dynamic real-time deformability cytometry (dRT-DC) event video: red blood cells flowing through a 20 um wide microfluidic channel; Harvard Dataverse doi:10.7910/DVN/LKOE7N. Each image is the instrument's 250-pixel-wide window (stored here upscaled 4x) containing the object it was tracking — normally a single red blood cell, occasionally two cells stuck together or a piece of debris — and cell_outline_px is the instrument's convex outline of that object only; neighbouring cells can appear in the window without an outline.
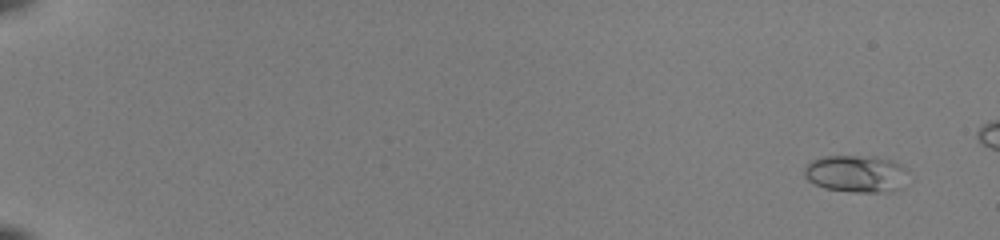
{"species": "common noctule bat (a hibernating species)", "species_latin": "Nyctalus noctula", "temperature_condition": "room temperature", "stored_images_in_passage": 49, "camera_frame_rate_fps": 3000, "um_per_image_px": 0.085, "animal": {"sex": "female", "body_mass_g": 22.0, "forearm_length_mm": 56.7}, "frame": {"image": 1, "passage_image": 1, "time_ms": 0.0, "image_size_px": [1000, 240], "cell_outline_px": [[908, 172], [900, 188], [892, 192], [856, 192], [824, 188], [808, 180], [804, 176], [804, 168], [812, 160], [820, 156], [876, 156], [892, 160], [908, 168]], "centroid_in_image_um": [72.79, 14.75], "position_along_channel_um": 12.2, "area_um2": 22.72}}
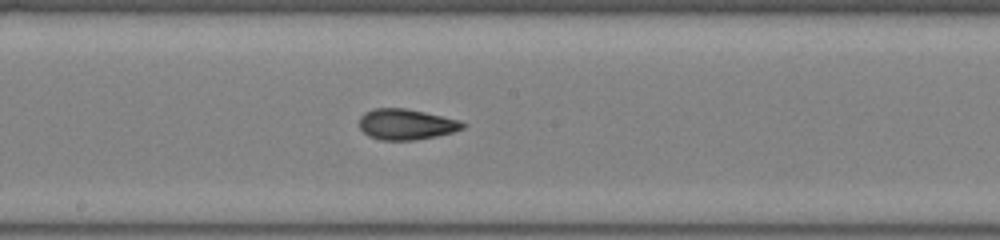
{"frame": {"image": 2, "passage_image": 30, "time_ms": 9.667, "image_size_px": [1000, 240], "cell_outline_px": [[468, 124], [464, 128], [452, 132], [436, 136], [416, 140], [380, 140], [368, 136], [360, 128], [360, 116], [364, 112], [372, 108], [404, 108], [424, 112], [460, 120]], "centroid_in_image_um": [34.52, 10.56], "position_along_channel_um": 213.7, "area_um2": 18.61}}
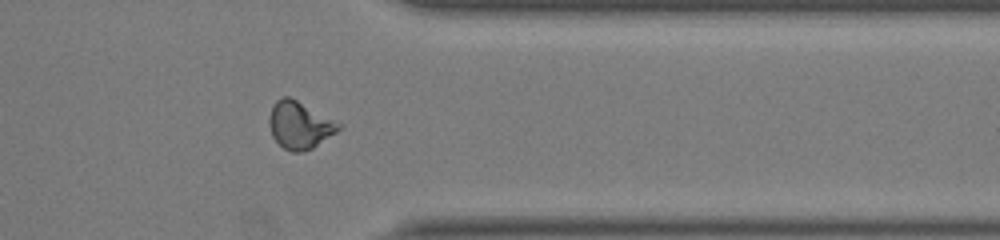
{"frame": {"image": 3, "passage_image": 43, "time_ms": 14.0, "image_size_px": [1000, 240], "cell_outline_px": [[344, 128], [312, 148], [300, 152], [292, 152], [284, 148], [272, 136], [268, 124], [268, 116], [272, 104], [276, 100], [284, 96], [288, 96], [344, 124]], "centroid_in_image_um": [25.49, 10.63], "position_along_channel_um": 385.9, "area_um2": 19.36}}